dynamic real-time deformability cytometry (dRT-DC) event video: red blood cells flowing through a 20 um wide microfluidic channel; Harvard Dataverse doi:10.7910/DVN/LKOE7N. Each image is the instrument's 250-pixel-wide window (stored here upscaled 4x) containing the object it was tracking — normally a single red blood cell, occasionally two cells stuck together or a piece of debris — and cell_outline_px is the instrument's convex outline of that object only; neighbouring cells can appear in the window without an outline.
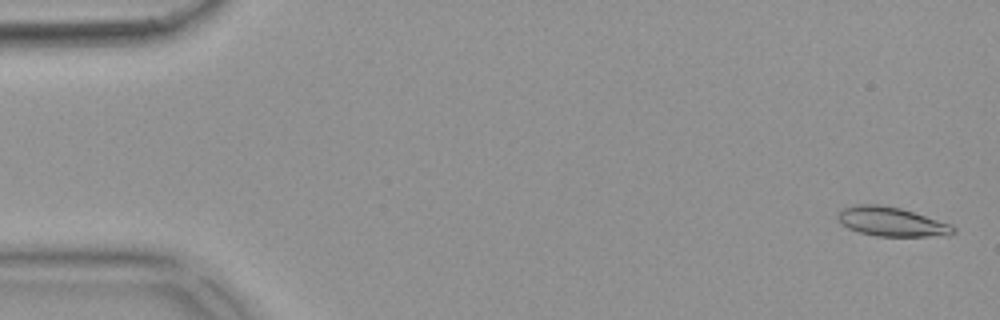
{"species": "common noctule bat (a hibernating species)", "species_latin": "Nyctalus noctula", "temperature_condition": "warm", "stored_images_in_passage": 53, "camera_frame_rate_fps": 3000, "um_per_image_px": 0.085, "animal": {"sex": "female", "body_mass_g": 18.4}, "frame": {"image": 1, "passage_image": 2, "time_ms": 0.333, "image_size_px": [1000, 320], "cell_outline_px": [[956, 232], [948, 236], [876, 236], [860, 232], [848, 228], [840, 224], [836, 216], [844, 208], [856, 204], [880, 204], [900, 208], [952, 224], [956, 228]], "centroid_in_image_um": [75.8, 18.85], "position_along_channel_um": 9.2, "area_um2": 19.77}}
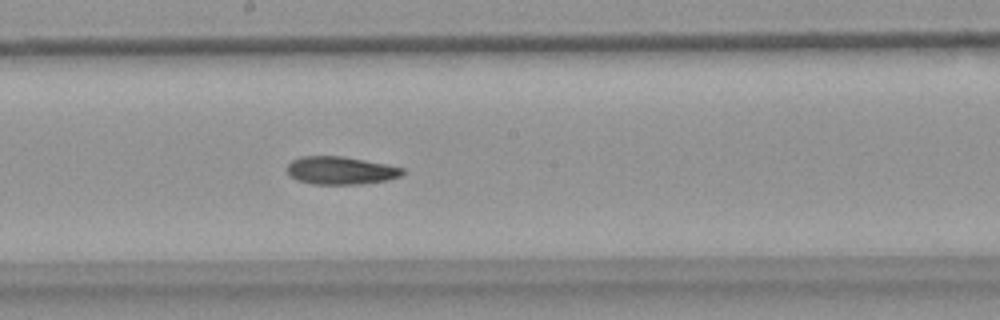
{"frame": {"image": 2, "passage_image": 29, "time_ms": 9.333, "image_size_px": [1000, 320], "cell_outline_px": [[404, 172], [400, 176], [388, 180], [360, 184], [312, 184], [296, 180], [288, 172], [288, 164], [292, 160], [300, 156], [344, 156], [388, 164], [404, 168]], "centroid_in_image_um": [28.97, 14.48], "position_along_channel_um": 219.2, "area_um2": 18.84}}
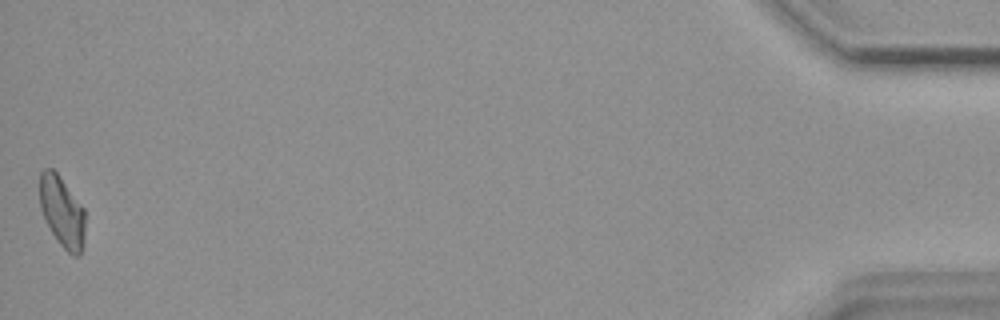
{"frame": {"image": 3, "passage_image": 53, "time_ms": 17.333, "image_size_px": [1000, 320], "cell_outline_px": [[84, 240], [80, 256], [72, 256], [56, 240], [40, 208], [40, 172], [44, 168], [52, 168], [56, 172], [84, 208]], "centroid_in_image_um": [5.28, 18.01], "position_along_channel_um": 429.9, "area_um2": 18.55}, "authors_computed_cell_mechanics": {"area_um2": 19.2474, "velocity_mm_per_s": 3.8343, "shape_relaxation_time_tau1_ms": 9.8026, "shape_relaxation_time_tau2_ms": 6.6277, "deformation_change_tau1": 0.2127, "deformation_change_tau2": 0.1474}}